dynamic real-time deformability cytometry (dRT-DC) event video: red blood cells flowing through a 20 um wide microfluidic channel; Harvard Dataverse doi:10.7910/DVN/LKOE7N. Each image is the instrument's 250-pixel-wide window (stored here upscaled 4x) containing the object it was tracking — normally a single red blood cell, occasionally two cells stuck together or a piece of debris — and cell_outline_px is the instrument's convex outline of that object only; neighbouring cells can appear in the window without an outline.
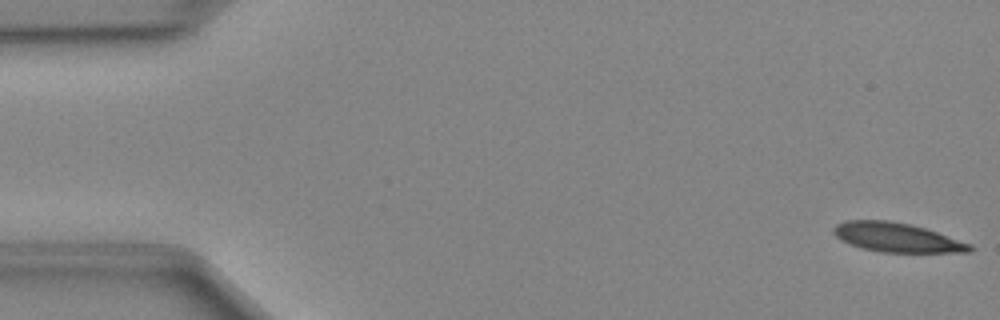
{"species": "Egyptian fruit bat (a non-hibernating species)", "species_latin": "Rousettus aegyptiacus", "temperature_condition": "cold", "stored_images_in_passage": 48, "camera_frame_rate_fps": 3000, "um_per_image_px": 0.085, "animal": {"sex": "female"}, "frame": {"image": 1, "passage_image": 1, "time_ms": 0.0, "image_size_px": [1000, 320], "cell_outline_px": [[976, 248], [972, 252], [880, 252], [860, 248], [836, 236], [832, 232], [832, 228], [836, 224], [844, 220], [888, 220], [908, 224], [924, 228], [972, 244]], "centroid_in_image_um": [76.24, 20.18], "position_along_channel_um": 8.8, "area_um2": 23.12}}
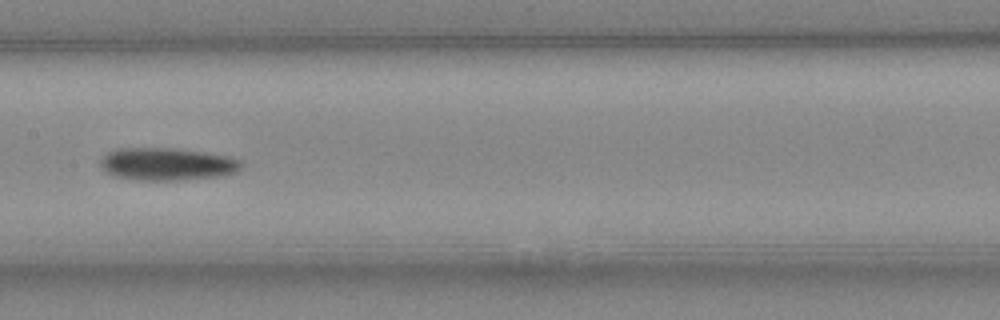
{"frame": {"image": 2, "passage_image": 24, "time_ms": 7.667, "image_size_px": [1000, 320], "cell_outline_px": [[244, 164], [236, 172], [220, 176], [184, 180], [136, 180], [112, 176], [104, 172], [100, 168], [100, 160], [108, 152], [116, 148], [172, 148], [228, 156], [240, 160]], "centroid_in_image_um": [14.15, 13.96], "position_along_channel_um": 193.3, "area_um2": 26.93}}
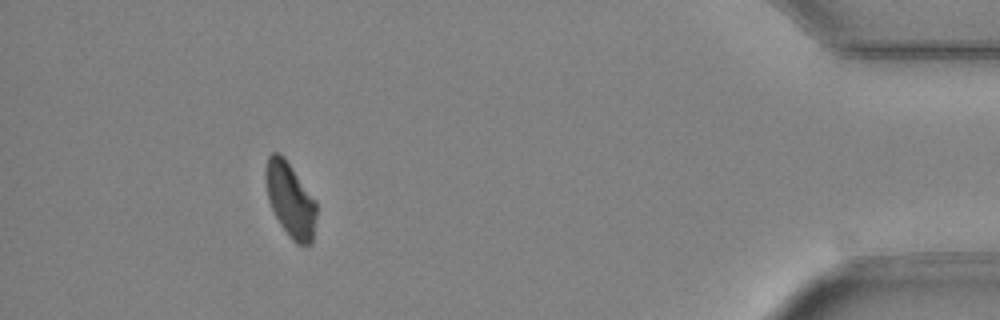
{"frame": {"image": 3, "passage_image": 44, "time_ms": 14.333, "image_size_px": [1000, 320], "cell_outline_px": [[316, 216], [312, 244], [296, 244], [288, 236], [280, 224], [268, 200], [264, 176], [264, 172], [268, 156], [272, 152], [280, 152], [284, 156], [316, 200]], "centroid_in_image_um": [24.66, 16.96], "position_along_channel_um": 410.5, "area_um2": 22.25}}